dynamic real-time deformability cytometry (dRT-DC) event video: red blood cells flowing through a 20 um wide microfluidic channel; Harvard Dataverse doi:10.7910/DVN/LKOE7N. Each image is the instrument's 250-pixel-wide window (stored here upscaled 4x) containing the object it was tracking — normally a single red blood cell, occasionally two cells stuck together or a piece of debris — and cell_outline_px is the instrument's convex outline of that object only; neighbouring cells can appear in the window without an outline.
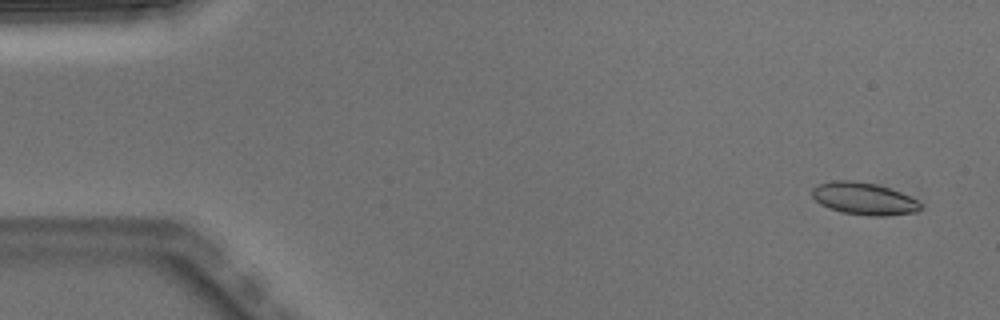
{"species": "Egyptian fruit bat (a non-hibernating species)", "species_latin": "Rousettus aegyptiacus", "temperature_condition": "warm", "stored_images_in_passage": 5, "camera_frame_rate_fps": 3000, "um_per_image_px": 0.085, "animal": {"sex": "male"}, "frame": {"image": 1, "passage_image": 1, "time_ms": 0.0, "image_size_px": [1000, 320], "cell_outline_px": [[920, 208], [916, 212], [884, 216], [868, 216], [840, 212], [828, 208], [820, 204], [812, 196], [812, 188], [816, 184], [832, 180], [852, 180], [876, 184], [900, 192], [916, 200], [920, 204]], "centroid_in_image_um": [73.36, 16.88], "position_along_channel_um": 11.6, "area_um2": 20.4}}
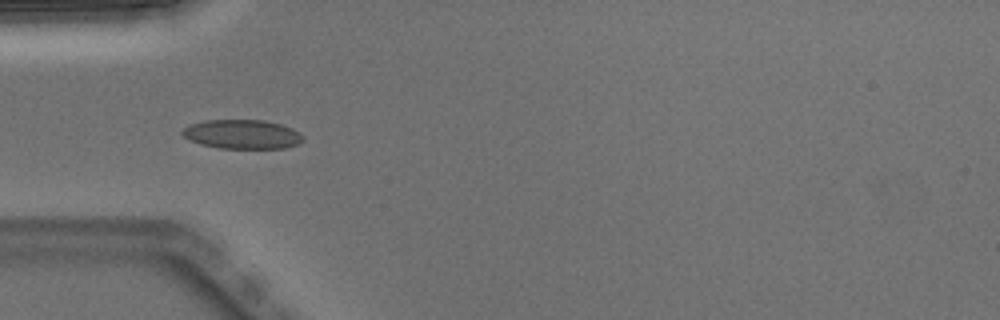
{"frame": {"image": 2, "passage_image": 4, "time_ms": 1.0, "image_size_px": [1000, 320], "cell_outline_px": [[304, 140], [300, 144], [284, 148], [220, 148], [200, 144], [188, 140], [180, 132], [184, 128], [192, 124], [204, 120], [264, 120], [280, 124], [292, 128], [300, 132], [304, 136]], "centroid_in_image_um": [20.62, 11.41], "position_along_channel_um": 64.4, "area_um2": 20.63}}